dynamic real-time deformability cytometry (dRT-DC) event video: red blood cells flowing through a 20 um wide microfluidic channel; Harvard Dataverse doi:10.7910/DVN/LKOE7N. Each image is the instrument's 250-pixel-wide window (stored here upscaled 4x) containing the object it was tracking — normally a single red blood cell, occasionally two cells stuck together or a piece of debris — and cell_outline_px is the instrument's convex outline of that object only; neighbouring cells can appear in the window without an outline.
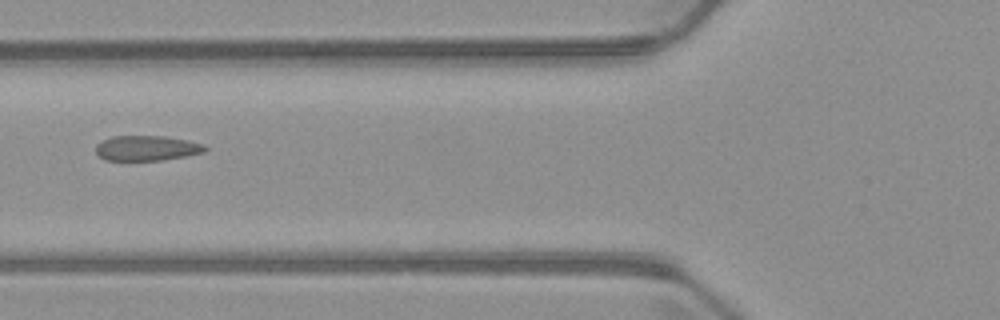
{"species": "common noctule bat (a hibernating species)", "species_latin": "Nyctalus noctula", "temperature_condition": "warm", "stored_images_in_passage": 7, "camera_frame_rate_fps": 3000, "um_per_image_px": 0.085, "animal": {"sex": "male", "body_mass_g": 23.1, "forearm_length_mm": 52.7}, "frame": {"image": 1, "passage_image": 7, "time_ms": 7.0, "image_size_px": [1000, 320], "cell_outline_px": [[208, 148], [204, 152], [164, 160], [104, 160], [96, 152], [96, 144], [112, 136], [164, 136], [188, 140], [204, 144]], "centroid_in_image_um": [12.49, 12.59], "position_along_channel_um": 113.3, "area_um2": 15.95}}